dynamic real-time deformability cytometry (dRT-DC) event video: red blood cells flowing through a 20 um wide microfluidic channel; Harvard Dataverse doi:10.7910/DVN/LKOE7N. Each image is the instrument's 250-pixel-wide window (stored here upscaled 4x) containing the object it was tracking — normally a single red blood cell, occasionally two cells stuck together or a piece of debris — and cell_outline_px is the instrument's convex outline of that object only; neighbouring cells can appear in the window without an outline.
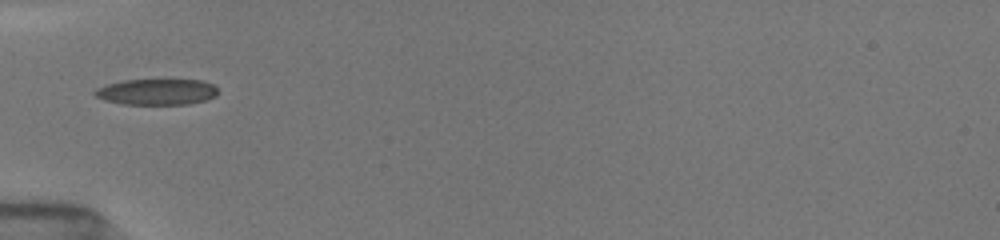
{"species": "common noctule bat (a hibernating species)", "species_latin": "Nyctalus noctula", "temperature_condition": "room temperature", "stored_images_in_passage": 4, "camera_frame_rate_fps": 3000, "um_per_image_px": 0.085, "animal": {"sex": "female", "body_mass_g": 19.5, "forearm_length_mm": 54.1}, "frame": {"image": 1, "passage_image": 4, "time_ms": 3.333, "image_size_px": [1000, 240], "cell_outline_px": [[220, 92], [216, 96], [204, 100], [188, 104], [124, 104], [104, 100], [96, 96], [92, 92], [96, 88], [108, 84], [124, 80], [204, 80], [212, 84]], "centroid_in_image_um": [13.33, 7.8], "position_along_channel_um": 71.7, "area_um2": 18.61}}